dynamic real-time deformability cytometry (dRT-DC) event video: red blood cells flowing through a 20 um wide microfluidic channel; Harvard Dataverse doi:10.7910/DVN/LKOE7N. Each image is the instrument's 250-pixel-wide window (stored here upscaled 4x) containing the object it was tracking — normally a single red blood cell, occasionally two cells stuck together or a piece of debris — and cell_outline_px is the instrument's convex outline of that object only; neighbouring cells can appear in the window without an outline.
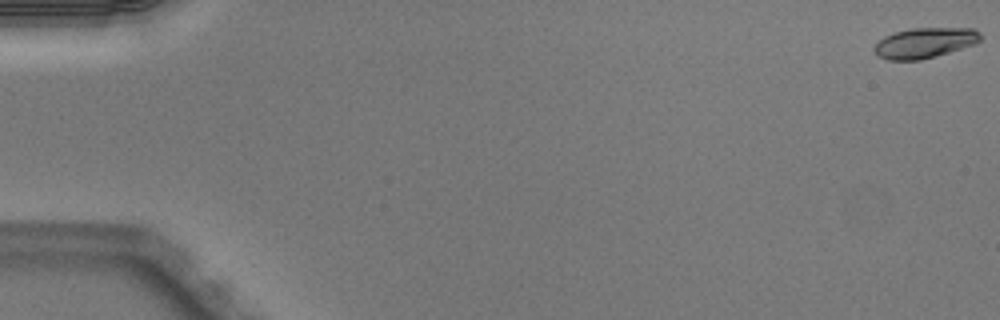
{"species": "Egyptian fruit bat (a non-hibernating species)", "species_latin": "Rousettus aegyptiacus", "temperature_condition": "warm", "stored_images_in_passage": 38, "camera_frame_rate_fps": 3000, "um_per_image_px": 0.085, "animal": {"sex": "male"}, "frame": {"image": 1, "passage_image": 1, "time_ms": 0.0, "image_size_px": [1000, 320], "cell_outline_px": [[984, 36], [980, 40], [972, 44], [936, 56], [920, 60], [888, 60], [880, 56], [872, 48], [884, 36], [892, 32], [912, 28], [972, 28], [980, 32]], "centroid_in_image_um": [78.59, 3.63], "position_along_channel_um": 6.4, "area_um2": 18.67}}
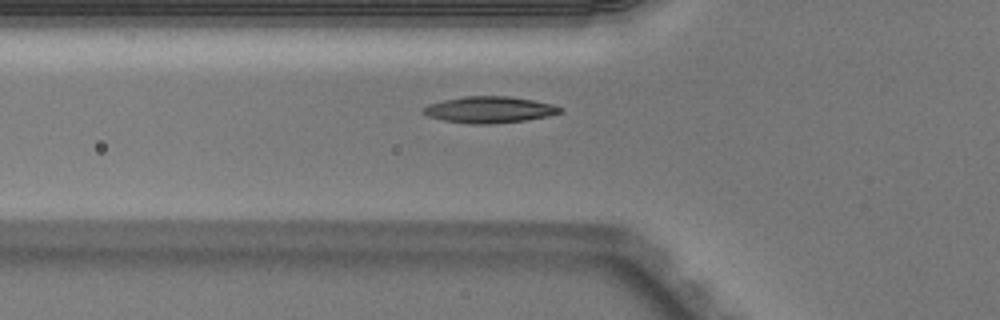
{"frame": {"image": 2, "passage_image": 19, "time_ms": 6.0, "image_size_px": [1000, 320], "cell_outline_px": [[564, 108], [560, 112], [548, 116], [524, 120], [492, 124], [468, 124], [444, 120], [428, 116], [424, 112], [424, 108], [428, 104], [444, 100], [464, 96], [508, 96], [532, 100], [552, 104]], "centroid_in_image_um": [41.6, 9.32], "position_along_channel_um": 84.2, "area_um2": 20.87}}
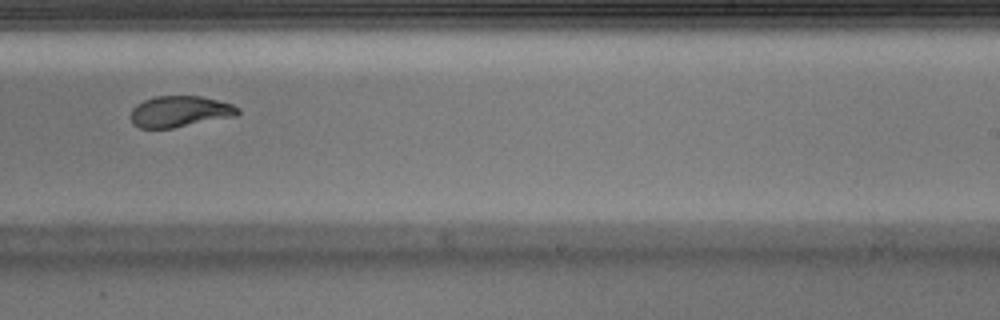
{"frame": {"image": 3, "passage_image": 33, "time_ms": 10.667, "image_size_px": [1000, 320], "cell_outline_px": [[240, 112], [236, 116], [172, 128], [140, 128], [132, 124], [132, 108], [136, 104], [144, 100], [156, 96], [200, 96], [232, 104], [240, 108]], "centroid_in_image_um": [15.29, 9.48], "position_along_channel_um": 273.7, "area_um2": 19.36}}